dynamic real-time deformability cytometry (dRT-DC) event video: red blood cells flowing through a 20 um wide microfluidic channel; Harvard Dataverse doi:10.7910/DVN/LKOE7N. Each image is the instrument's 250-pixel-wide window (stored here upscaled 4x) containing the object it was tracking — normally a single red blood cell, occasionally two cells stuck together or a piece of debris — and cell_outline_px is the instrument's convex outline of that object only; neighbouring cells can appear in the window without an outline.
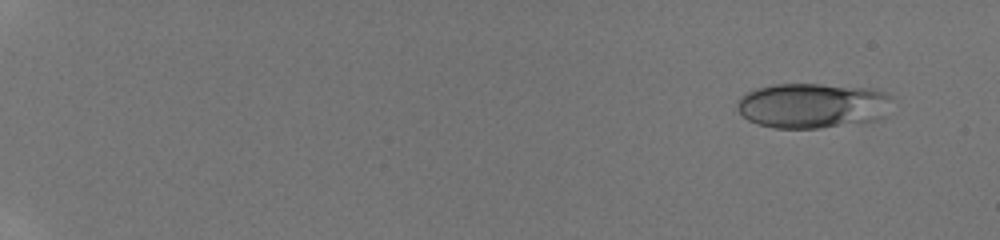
{"species": "human", "species_latin": "Homo sapiens", "temperature_condition": "room temperature", "stored_images_in_passage": 54, "camera_frame_rate_fps": 3000, "um_per_image_px": 0.085, "donor": {"sex": "male"}, "frame": {"image": 1, "passage_image": 5, "time_ms": 1.333, "image_size_px": [1000, 240], "cell_outline_px": [[892, 96], [888, 116], [876, 120], [820, 128], [776, 128], [756, 124], [748, 120], [736, 108], [736, 104], [740, 96], [756, 88], [772, 84], [820, 84], [872, 88], [884, 92]], "centroid_in_image_um": [69.09, 8.97], "position_along_channel_um": 15.9, "area_um2": 41.15}}
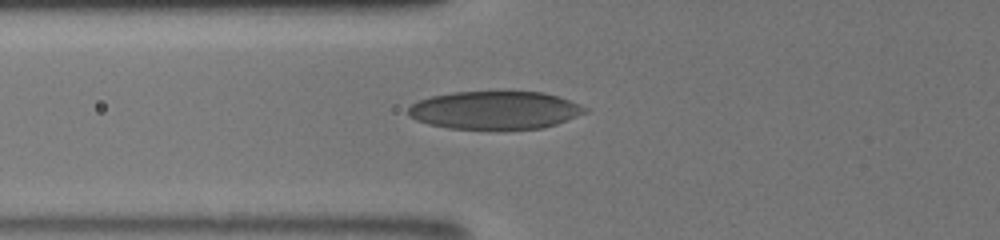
{"frame": {"image": 2, "passage_image": 24, "time_ms": 7.667, "image_size_px": [1000, 240], "cell_outline_px": [[588, 112], [556, 124], [544, 128], [448, 128], [428, 124], [416, 120], [408, 116], [408, 108], [412, 104], [420, 100], [432, 96], [452, 92], [500, 88], [544, 92], [580, 104], [588, 108]], "centroid_in_image_um": [42.08, 9.3], "position_along_channel_um": 83.7, "area_um2": 40.11}}
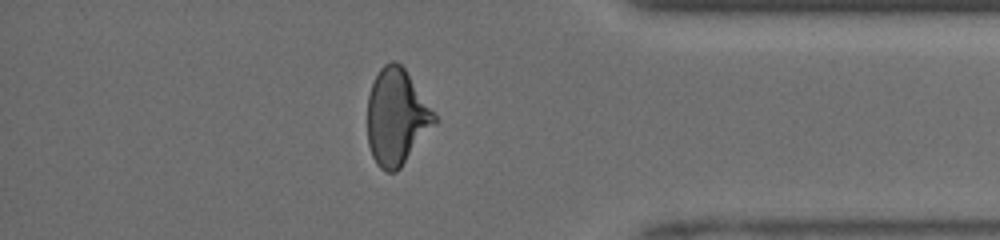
{"frame": {"image": 3, "passage_image": 48, "time_ms": 15.667, "image_size_px": [1000, 240], "cell_outline_px": [[440, 120], [400, 168], [396, 172], [384, 172], [376, 164], [372, 156], [368, 144], [368, 96], [372, 84], [380, 68], [384, 64], [392, 60], [396, 60], [404, 68]], "centroid_in_image_um": [33.72, 9.97], "position_along_channel_um": 401.5, "area_um2": 37.74}, "authors_computed_cell_mechanics": {"area_um2": 38.3214, "velocity_mm_per_s": 4.1533, "shape_relaxation_time_tau1_ms": 5.6729, "shape_relaxation_time_tau2_ms": 1.3953, "deformation_change_tau1": 0.1483, "deformation_change_tau2": 0.082}}